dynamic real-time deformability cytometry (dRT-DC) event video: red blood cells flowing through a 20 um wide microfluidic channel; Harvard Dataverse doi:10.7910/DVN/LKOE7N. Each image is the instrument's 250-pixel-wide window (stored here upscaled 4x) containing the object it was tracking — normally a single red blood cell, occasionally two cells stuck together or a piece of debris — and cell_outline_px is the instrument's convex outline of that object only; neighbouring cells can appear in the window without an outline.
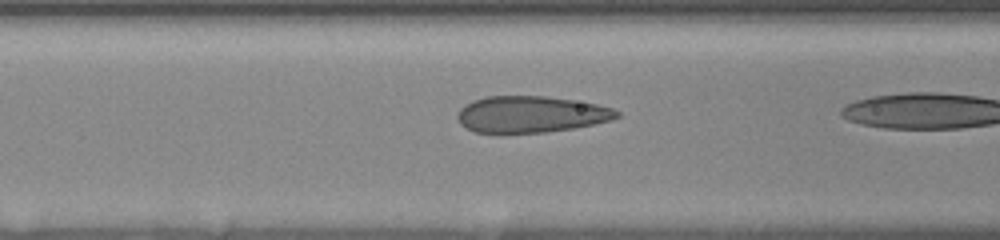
{"species": "human", "species_latin": "Homo sapiens", "temperature_condition": "room temperature", "stored_images_in_passage": 30, "camera_frame_rate_fps": 3000, "um_per_image_px": 0.085, "donor": {"sex": "female"}, "frame": {"image": 1, "passage_image": 10, "time_ms": 4.0, "image_size_px": [1000, 240], "cell_outline_px": [[620, 116], [612, 120], [572, 128], [544, 132], [476, 132], [460, 124], [456, 116], [460, 108], [464, 104], [472, 100], [484, 96], [544, 96], [572, 100], [596, 104], [612, 108], [620, 112]], "centroid_in_image_um": [45.1, 9.7], "position_along_channel_um": 121.5, "area_um2": 33.64}}
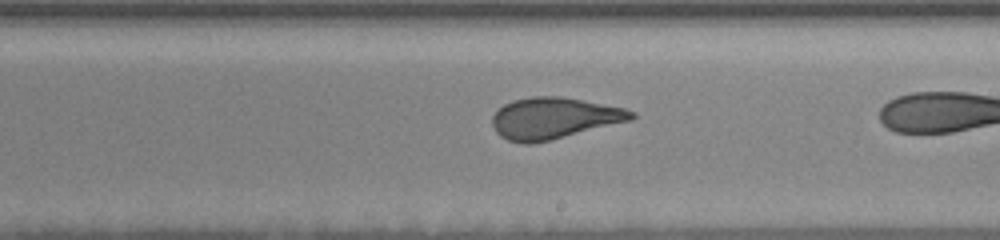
{"frame": {"image": 2, "passage_image": 20, "time_ms": 7.333, "image_size_px": [1000, 240], "cell_outline_px": [[636, 116], [632, 120], [532, 144], [524, 144], [508, 140], [500, 136], [496, 132], [492, 124], [492, 116], [504, 104], [512, 100], [532, 96], [560, 96], [624, 108], [636, 112]], "centroid_in_image_um": [47.07, 10.04], "position_along_channel_um": 241.9, "area_um2": 33.35}}
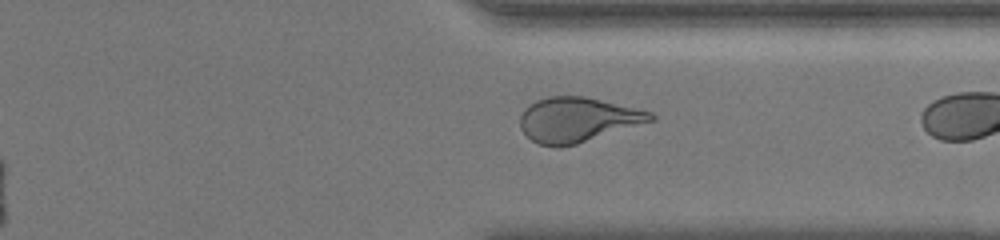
{"frame": {"image": 3, "passage_image": 29, "time_ms": 10.667, "image_size_px": [1000, 240], "cell_outline_px": [[656, 120], [576, 144], [556, 148], [540, 144], [532, 140], [520, 128], [520, 116], [524, 108], [536, 100], [548, 96], [584, 96], [652, 112], [656, 116]], "centroid_in_image_um": [49.08, 10.17], "position_along_channel_um": 362.3, "area_um2": 33.99}}